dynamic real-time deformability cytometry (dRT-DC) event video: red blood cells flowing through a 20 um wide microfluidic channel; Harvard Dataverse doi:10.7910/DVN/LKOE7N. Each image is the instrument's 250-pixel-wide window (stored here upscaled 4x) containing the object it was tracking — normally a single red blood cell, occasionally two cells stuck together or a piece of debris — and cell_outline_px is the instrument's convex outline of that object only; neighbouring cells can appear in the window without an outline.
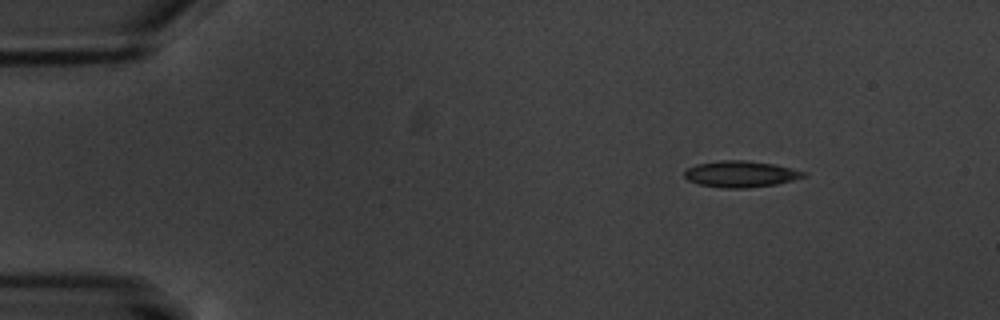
{"species": "common noctule bat (a hibernating species)", "species_latin": "Nyctalus noctula", "temperature_condition": "warm", "stored_images_in_passage": 4, "camera_frame_rate_fps": 3000, "um_per_image_px": 0.085, "animal": {"sex": "male", "body_mass_g": 20.1, "forearm_length_mm": 53.5}, "frame": {"image": 1, "passage_image": 1, "time_ms": 0.0, "image_size_px": [1000, 320], "cell_outline_px": [[808, 176], [776, 184], [748, 188], [724, 188], [700, 184], [688, 180], [684, 176], [684, 172], [688, 168], [696, 164], [720, 160], [744, 160], [776, 164], [808, 172]], "centroid_in_image_um": [63.0, 14.78], "position_along_channel_um": 22.0, "area_um2": 18.38}}
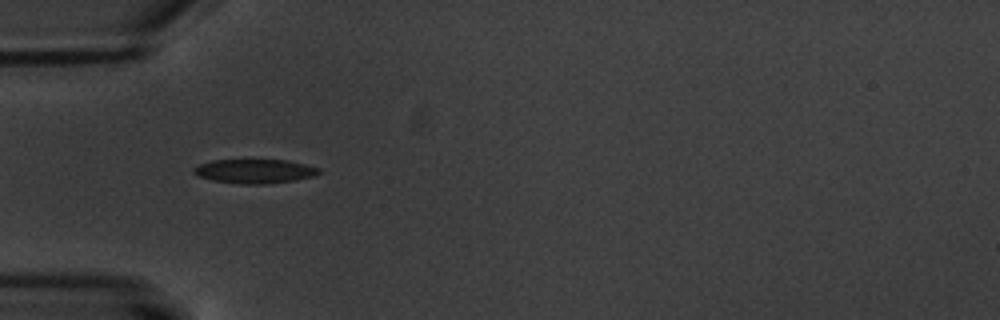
{"frame": {"image": 2, "passage_image": 4, "time_ms": 3.667, "image_size_px": [1000, 320], "cell_outline_px": [[320, 172], [316, 176], [296, 180], [264, 184], [240, 184], [212, 180], [196, 176], [192, 172], [192, 168], [200, 164], [212, 160], [248, 156], [288, 160], [320, 168]], "centroid_in_image_um": [21.61, 14.49], "position_along_channel_um": 63.4, "area_um2": 18.84}}